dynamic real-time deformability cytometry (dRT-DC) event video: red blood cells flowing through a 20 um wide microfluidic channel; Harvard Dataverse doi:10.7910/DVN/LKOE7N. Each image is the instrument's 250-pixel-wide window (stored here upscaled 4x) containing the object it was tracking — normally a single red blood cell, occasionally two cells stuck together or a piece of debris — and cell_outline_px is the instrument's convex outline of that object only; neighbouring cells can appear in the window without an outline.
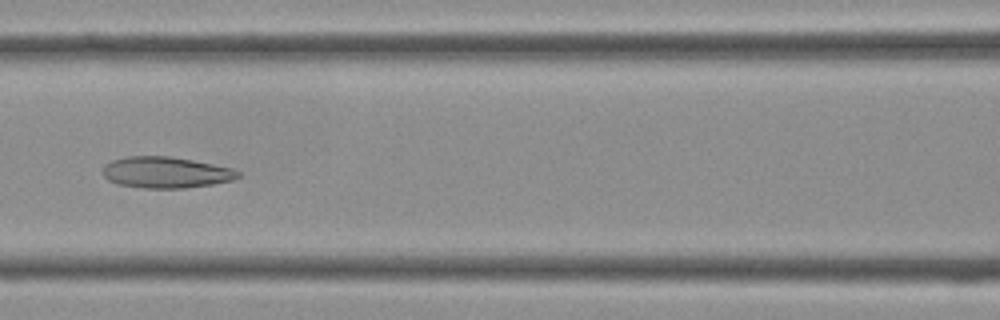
{"species": "Egyptian fruit bat (a non-hibernating species)", "species_latin": "Rousettus aegyptiacus", "temperature_condition": "cold", "stored_images_in_passage": 41, "camera_frame_rate_fps": 3000, "um_per_image_px": 0.085, "frame": {"image": 1, "passage_image": 18, "time_ms": 5.667, "image_size_px": [1000, 320], "cell_outline_px": [[240, 176], [232, 180], [212, 184], [184, 188], [144, 188], [116, 184], [108, 180], [104, 176], [104, 164], [112, 160], [128, 156], [172, 156], [232, 168], [240, 172]], "centroid_in_image_um": [14.08, 14.65], "position_along_channel_um": 152.5, "area_um2": 24.57}}
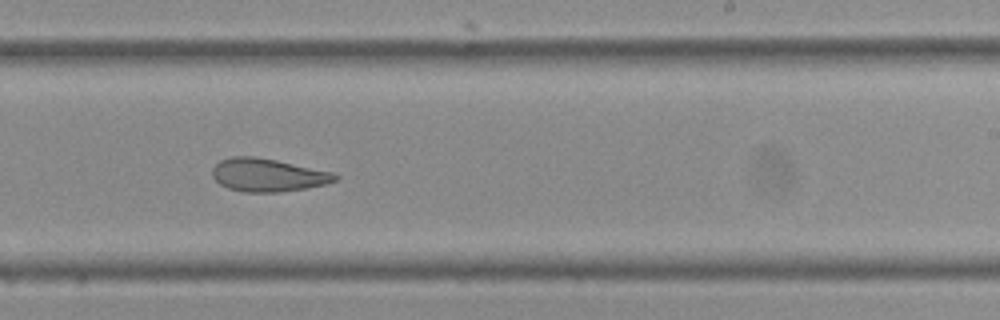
{"frame": {"image": 2, "passage_image": 25, "time_ms": 8.0, "image_size_px": [1000, 320], "cell_outline_px": [[340, 176], [336, 180], [328, 184], [280, 192], [244, 192], [228, 188], [220, 184], [212, 176], [212, 168], [220, 160], [232, 156], [256, 156], [336, 172]], "centroid_in_image_um": [22.79, 14.87], "position_along_channel_um": 266.2, "area_um2": 23.87}}
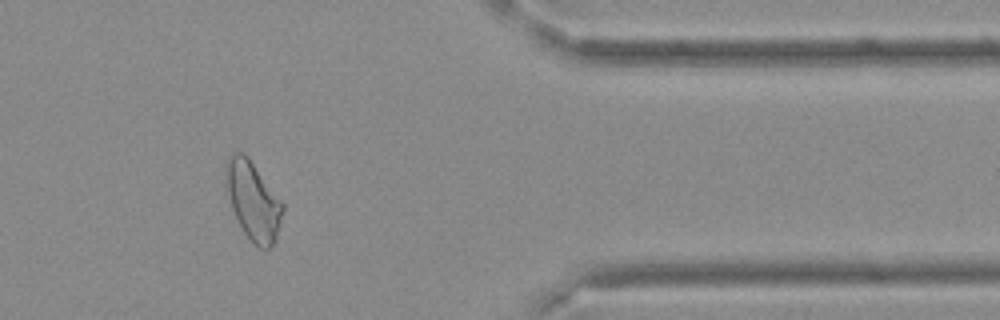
{"frame": {"image": 3, "passage_image": 34, "time_ms": 11.0, "image_size_px": [1000, 320], "cell_outline_px": [[284, 212], [276, 240], [268, 248], [260, 248], [252, 244], [244, 232], [232, 208], [224, 184], [224, 164], [228, 156], [232, 152], [244, 152], [248, 156], [284, 204]], "centroid_in_image_um": [21.49, 17.02], "position_along_channel_um": 389.9, "area_um2": 26.36}}